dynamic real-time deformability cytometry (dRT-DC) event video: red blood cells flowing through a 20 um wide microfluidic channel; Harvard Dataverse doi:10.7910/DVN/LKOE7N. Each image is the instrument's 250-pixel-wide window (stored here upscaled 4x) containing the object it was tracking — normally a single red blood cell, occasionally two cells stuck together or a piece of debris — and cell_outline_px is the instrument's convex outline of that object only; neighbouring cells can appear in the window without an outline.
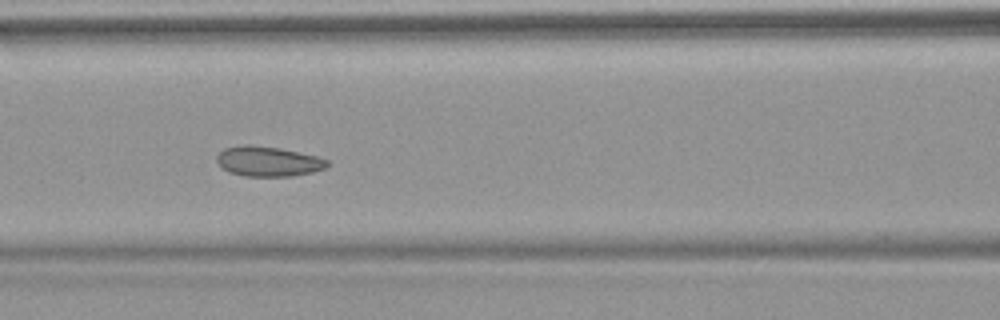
{"species": "common noctule bat (a hibernating species)", "species_latin": "Nyctalus noctula", "temperature_condition": "warm", "stored_images_in_passage": 8, "camera_frame_rate_fps": 3000, "um_per_image_px": 0.085, "animal": {"sex": "female", "body_mass_g": 18.4}, "frame": {"image": 1, "passage_image": 5, "time_ms": 5.667, "image_size_px": [1000, 320], "cell_outline_px": [[328, 164], [324, 168], [312, 172], [292, 176], [244, 176], [228, 172], [216, 160], [216, 156], [224, 148], [244, 144], [252, 144], [280, 148], [316, 156], [328, 160]], "centroid_in_image_um": [22.76, 13.71], "position_along_channel_um": 143.8, "area_um2": 19.25}}
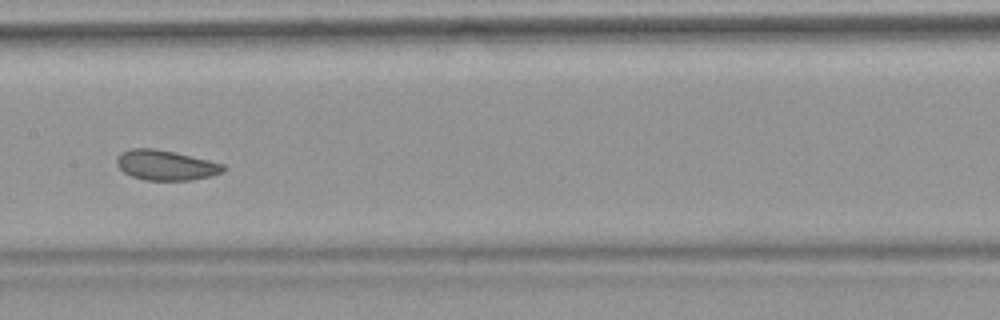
{"frame": {"image": 2, "passage_image": 6, "time_ms": 7.0, "image_size_px": [1000, 320], "cell_outline_px": [[228, 168], [224, 172], [212, 176], [192, 180], [144, 180], [132, 176], [124, 172], [116, 164], [116, 160], [120, 152], [132, 148], [156, 148], [176, 152], [224, 164]], "centroid_in_image_um": [14.12, 14.04], "position_along_channel_um": 193.3, "area_um2": 18.9}}